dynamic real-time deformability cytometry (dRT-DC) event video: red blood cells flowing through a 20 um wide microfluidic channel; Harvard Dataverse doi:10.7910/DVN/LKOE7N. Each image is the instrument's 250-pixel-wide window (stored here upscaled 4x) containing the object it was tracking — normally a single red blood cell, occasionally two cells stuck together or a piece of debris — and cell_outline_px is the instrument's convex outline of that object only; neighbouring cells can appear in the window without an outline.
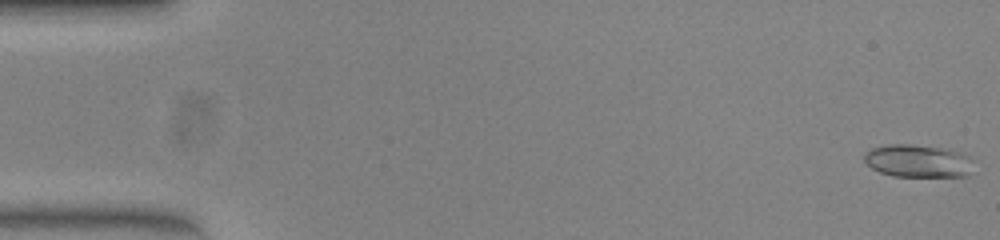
{"species": "common noctule bat (a hibernating species)", "species_latin": "Nyctalus noctula", "temperature_condition": "warm", "stored_images_in_passage": 53, "camera_frame_rate_fps": 3000, "um_per_image_px": 0.085, "animal": {"sex": "female", "body_mass_g": 23.0, "forearm_length_mm": 53.4}, "frame": {"image": 1, "passage_image": 1, "time_ms": 0.0, "image_size_px": [1000, 240], "cell_outline_px": [[972, 160], [968, 176], [892, 176], [880, 172], [872, 168], [864, 160], [864, 152], [872, 148], [888, 144], [912, 144], [940, 148], [964, 152]], "centroid_in_image_um": [78.0, 13.67], "position_along_channel_um": 7.0, "area_um2": 20.81}}
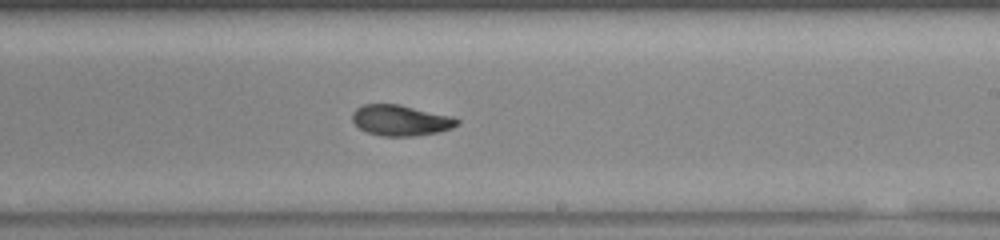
{"frame": {"image": 2, "passage_image": 32, "time_ms": 10.333, "image_size_px": [1000, 240], "cell_outline_px": [[460, 124], [452, 128], [440, 132], [416, 136], [380, 136], [368, 132], [360, 128], [352, 120], [352, 112], [356, 108], [364, 104], [400, 104], [452, 116], [460, 120]], "centroid_in_image_um": [34.09, 10.23], "position_along_channel_um": 254.9, "area_um2": 18.96}}
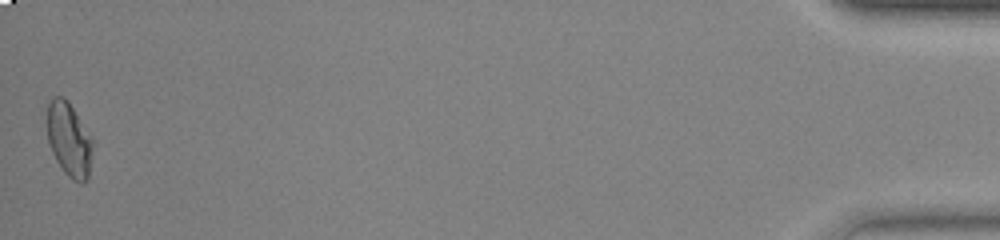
{"frame": {"image": 3, "passage_image": 53, "time_ms": 17.333, "image_size_px": [1000, 240], "cell_outline_px": [[92, 144], [88, 180], [80, 184], [72, 180], [64, 172], [56, 160], [52, 152], [48, 140], [48, 104], [52, 96], [64, 96], [68, 100], [92, 136]], "centroid_in_image_um": [5.88, 11.85], "position_along_channel_um": 429.3, "area_um2": 19.71}, "authors_computed_cell_mechanics": {"area_um2": 19.2474, "velocity_mm_per_s": 3.8927, "shape_relaxation_time_tau1_ms": null, "shape_relaxation_time_tau2_ms": 2.426, "deformation_change_tau1": null, "deformation_change_tau2": 0.0697}}